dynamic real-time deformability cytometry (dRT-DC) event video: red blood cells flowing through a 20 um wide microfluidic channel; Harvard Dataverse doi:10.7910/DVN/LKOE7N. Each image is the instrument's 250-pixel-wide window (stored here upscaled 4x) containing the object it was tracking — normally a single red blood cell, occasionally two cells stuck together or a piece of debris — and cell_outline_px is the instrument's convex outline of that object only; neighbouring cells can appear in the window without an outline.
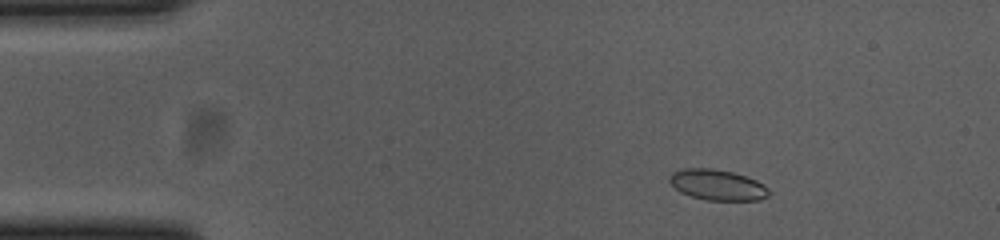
{"species": "common noctule bat (a hibernating species)", "species_latin": "Nyctalus noctula", "temperature_condition": "cold", "stored_images_in_passage": 53, "camera_frame_rate_fps": 3000, "um_per_image_px": 0.085, "animal": {"sex": "female", "body_mass_g": 23.0, "forearm_length_mm": 53.4}, "frame": {"image": 1, "passage_image": 6, "time_ms": 1.667, "image_size_px": [1000, 240], "cell_outline_px": [[772, 192], [768, 196], [760, 200], [708, 200], [692, 196], [680, 192], [668, 180], [668, 176], [672, 172], [684, 168], [712, 168], [732, 172], [756, 180], [764, 184]], "centroid_in_image_um": [60.99, 15.71], "position_along_channel_um": 24.0, "area_um2": 17.8}}
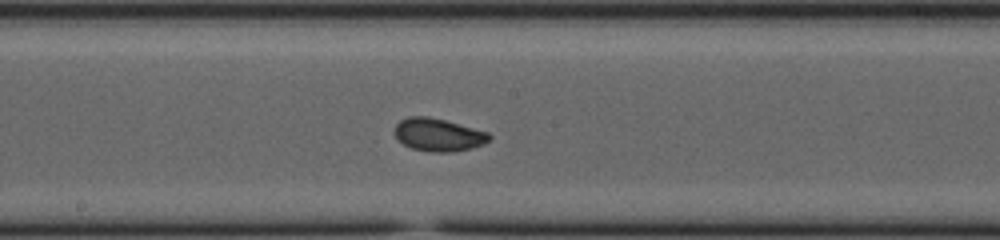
{"frame": {"image": 2, "passage_image": 27, "time_ms": 8.667, "image_size_px": [1000, 240], "cell_outline_px": [[492, 136], [484, 144], [472, 148], [452, 152], [432, 152], [412, 148], [396, 140], [396, 124], [400, 120], [408, 116], [428, 116], [444, 120], [488, 132]], "centroid_in_image_um": [37.25, 11.46], "position_along_channel_um": 210.9, "area_um2": 18.03}}
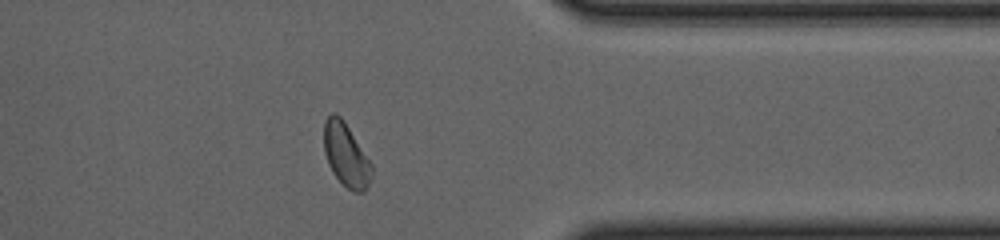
{"frame": {"image": 3, "passage_image": 42, "time_ms": 13.667, "image_size_px": [1000, 240], "cell_outline_px": [[372, 172], [368, 184], [364, 192], [352, 192], [332, 172], [328, 164], [324, 152], [324, 120], [332, 112], [336, 112], [344, 120], [372, 164]], "centroid_in_image_um": [29.39, 13.14], "position_along_channel_um": 382.0, "area_um2": 17.57}, "authors_computed_cell_mechanics": {"area_um2": 17.8024, "velocity_mm_per_s": 3.6756, "shape_relaxation_time_tau1_ms": 5.8366, "shape_relaxation_time_tau2_ms": 2.7105, "deformation_change_tau1": 0.1256, "deformation_change_tau2": 0.0594}}